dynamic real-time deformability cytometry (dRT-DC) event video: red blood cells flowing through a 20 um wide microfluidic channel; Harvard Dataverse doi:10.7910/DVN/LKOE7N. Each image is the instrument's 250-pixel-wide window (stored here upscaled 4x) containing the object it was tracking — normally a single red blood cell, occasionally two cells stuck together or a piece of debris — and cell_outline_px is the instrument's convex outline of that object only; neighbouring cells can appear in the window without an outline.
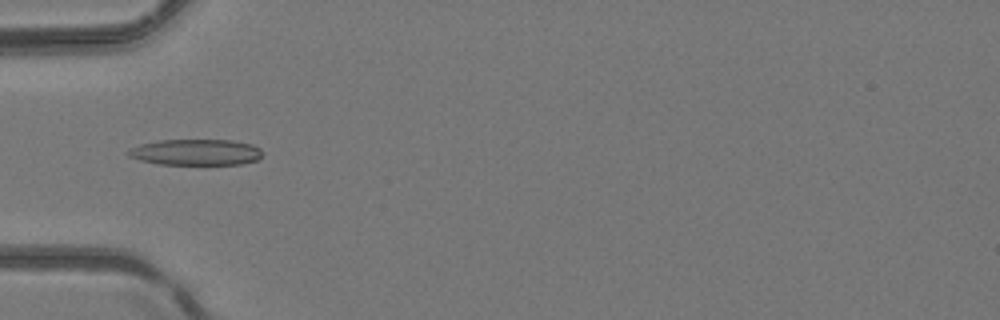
{"species": "common noctule bat (a hibernating species)", "species_latin": "Nyctalus noctula", "temperature_condition": "room temperature", "stored_images_in_passage": 5, "camera_frame_rate_fps": 3000, "um_per_image_px": 0.085, "animal": {"sex": "female", "body_mass_g": 24.6, "forearm_length_mm": 56.2}, "frame": {"image": 1, "passage_image": 4, "time_ms": 1.0, "image_size_px": [1000, 320], "cell_outline_px": [[264, 152], [256, 160], [240, 164], [160, 164], [140, 160], [128, 156], [124, 152], [128, 148], [140, 144], [160, 140], [232, 140], [252, 144], [260, 148]], "centroid_in_image_um": [16.61, 12.93], "position_along_channel_um": 68.4, "area_um2": 20.46}}
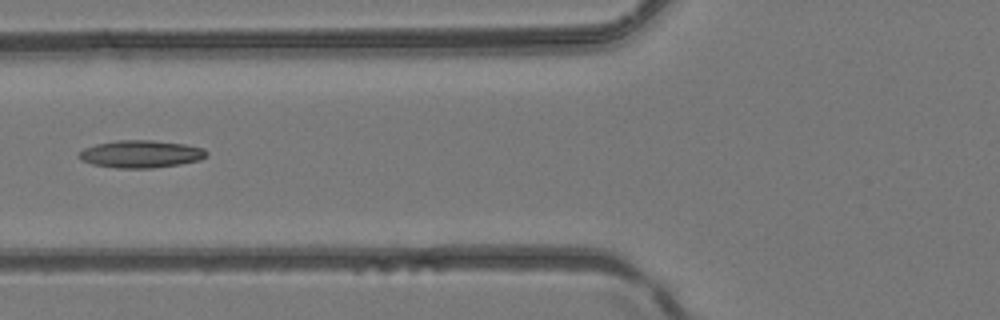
{"frame": {"image": 2, "passage_image": 5, "time_ms": 1.333, "image_size_px": [1000, 320], "cell_outline_px": [[208, 156], [200, 160], [180, 164], [152, 168], [116, 168], [92, 164], [80, 160], [76, 156], [84, 148], [96, 144], [116, 140], [152, 140], [184, 144], [204, 148], [208, 152]], "centroid_in_image_um": [11.97, 13.09], "position_along_channel_um": 113.8, "area_um2": 20.58}}